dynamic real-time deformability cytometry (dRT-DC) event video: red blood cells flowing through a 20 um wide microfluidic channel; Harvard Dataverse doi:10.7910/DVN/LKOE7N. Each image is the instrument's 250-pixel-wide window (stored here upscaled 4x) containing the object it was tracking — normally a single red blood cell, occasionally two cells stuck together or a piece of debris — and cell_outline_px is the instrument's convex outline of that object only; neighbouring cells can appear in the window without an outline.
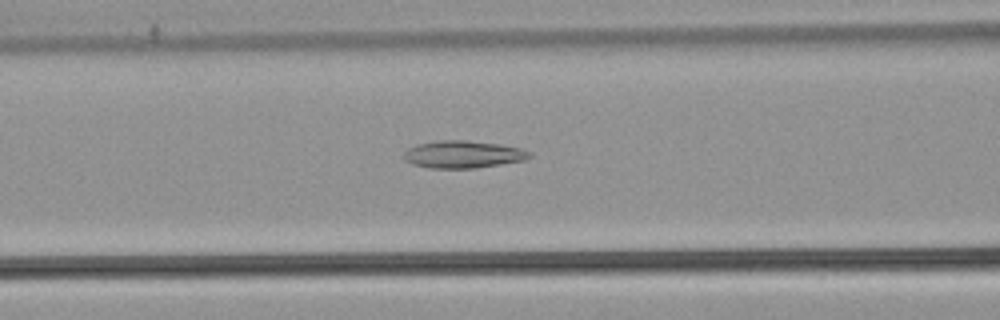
{"species": "common noctule bat (a hibernating species)", "species_latin": "Nyctalus noctula", "temperature_condition": "warm", "stored_images_in_passage": 38, "camera_frame_rate_fps": 3000, "um_per_image_px": 0.085, "animal": {"sex": "male", "body_mass_g": 21.5, "forearm_length_mm": 52.0}, "frame": {"image": 1, "passage_image": 14, "time_ms": 4.333, "image_size_px": [1000, 320], "cell_outline_px": [[532, 156], [524, 160], [476, 168], [432, 168], [412, 164], [404, 160], [404, 152], [408, 148], [416, 144], [436, 140], [464, 140], [500, 144], [520, 148], [532, 152]], "centroid_in_image_um": [39.35, 13.11], "position_along_channel_um": 127.3, "area_um2": 20.11}}
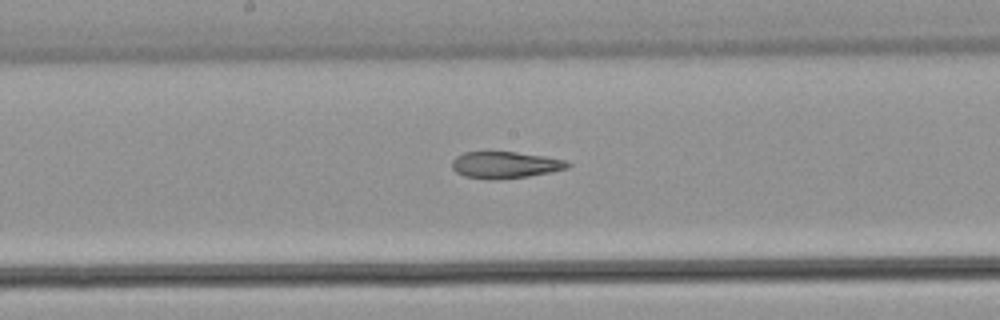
{"frame": {"image": 2, "passage_image": 20, "time_ms": 6.333, "image_size_px": [1000, 320], "cell_outline_px": [[572, 164], [568, 168], [528, 176], [464, 176], [456, 172], [452, 168], [452, 160], [456, 156], [464, 152], [516, 152], [544, 156], [564, 160]], "centroid_in_image_um": [42.95, 13.96], "position_along_channel_um": 205.2, "area_um2": 16.94}}
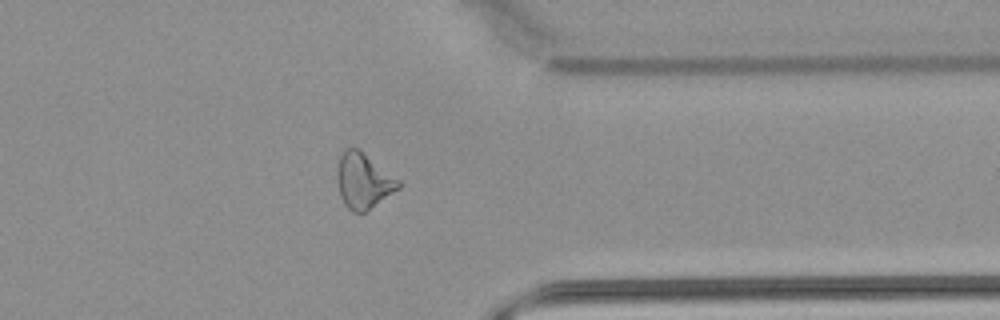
{"frame": {"image": 3, "passage_image": 34, "time_ms": 11.0, "image_size_px": [1000, 320], "cell_outline_px": [[400, 188], [364, 212], [352, 212], [344, 204], [340, 196], [336, 180], [336, 172], [340, 156], [344, 148], [356, 148], [400, 180]], "centroid_in_image_um": [30.85, 15.38], "position_along_channel_um": 380.5, "area_um2": 19.54}, "authors_computed_cell_mechanics": {"area_um2": 19.4208, "velocity_mm_per_s": 3.9019, "shape_relaxation_time_tau1_ms": null, "shape_relaxation_time_tau2_ms": 4.6181, "deformation_change_tau1": null, "deformation_change_tau2": 0.1441}}